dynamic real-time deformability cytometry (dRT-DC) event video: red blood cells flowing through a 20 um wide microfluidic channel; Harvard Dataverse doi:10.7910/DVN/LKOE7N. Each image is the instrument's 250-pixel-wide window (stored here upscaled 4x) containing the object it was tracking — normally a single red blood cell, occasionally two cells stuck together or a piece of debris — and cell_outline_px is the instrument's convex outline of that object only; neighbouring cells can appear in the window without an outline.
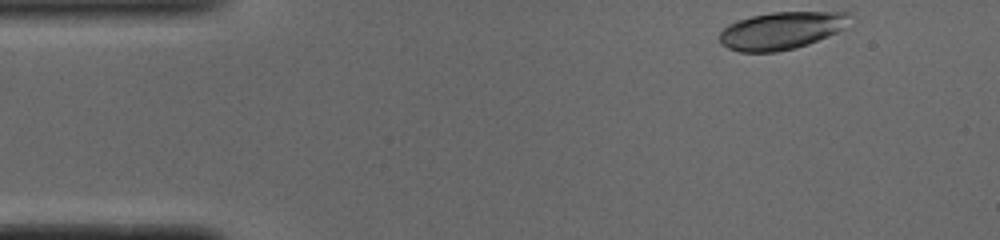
{"species": "common noctule bat (a hibernating species)", "species_latin": "Nyctalus noctula", "temperature_condition": "cold", "stored_images_in_passage": 47, "camera_frame_rate_fps": 3000, "um_per_image_px": 0.085, "animal": {"sex": "male", "body_mass_g": 19.0, "forearm_length_mm": 50.8}, "frame": {"image": 1, "passage_image": 1, "time_ms": 0.0, "image_size_px": [1000, 240], "cell_outline_px": [[852, 16], [844, 28], [828, 36], [808, 44], [796, 48], [776, 52], [740, 52], [728, 48], [720, 44], [720, 32], [728, 24], [736, 20], [752, 16], [772, 12], [852, 12]], "centroid_in_image_um": [66.41, 2.6], "position_along_channel_um": 18.6, "area_um2": 28.55}}
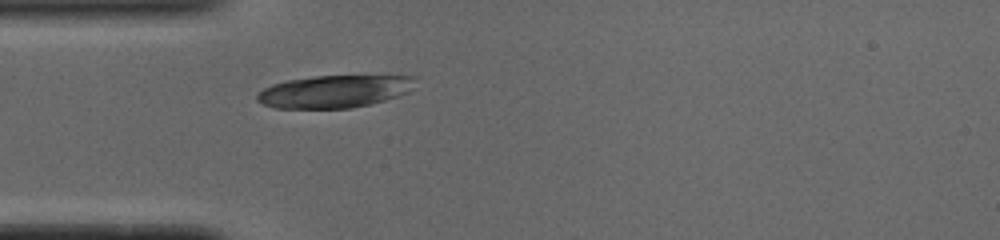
{"frame": {"image": 2, "passage_image": 10, "time_ms": 3.0, "image_size_px": [1000, 240], "cell_outline_px": [[420, 76], [412, 88], [408, 92], [384, 100], [352, 108], [276, 108], [264, 104], [256, 100], [256, 92], [272, 84], [288, 80], [316, 76]], "centroid_in_image_um": [28.41, 7.77], "position_along_channel_um": 56.6, "area_um2": 29.88}}
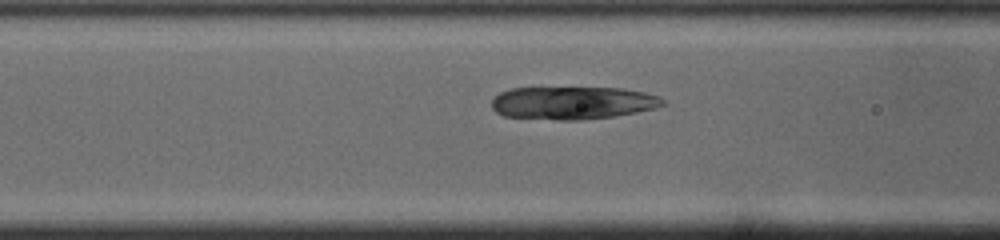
{"frame": {"image": 3, "passage_image": 15, "time_ms": 4.667, "image_size_px": [1000, 240], "cell_outline_px": [[668, 104], [636, 112], [612, 116], [580, 120], [560, 120], [504, 116], [496, 112], [492, 108], [492, 100], [500, 92], [512, 88], [620, 88], [644, 92], [660, 96]], "centroid_in_image_um": [48.68, 8.74], "position_along_channel_um": 117.9, "area_um2": 32.6}}